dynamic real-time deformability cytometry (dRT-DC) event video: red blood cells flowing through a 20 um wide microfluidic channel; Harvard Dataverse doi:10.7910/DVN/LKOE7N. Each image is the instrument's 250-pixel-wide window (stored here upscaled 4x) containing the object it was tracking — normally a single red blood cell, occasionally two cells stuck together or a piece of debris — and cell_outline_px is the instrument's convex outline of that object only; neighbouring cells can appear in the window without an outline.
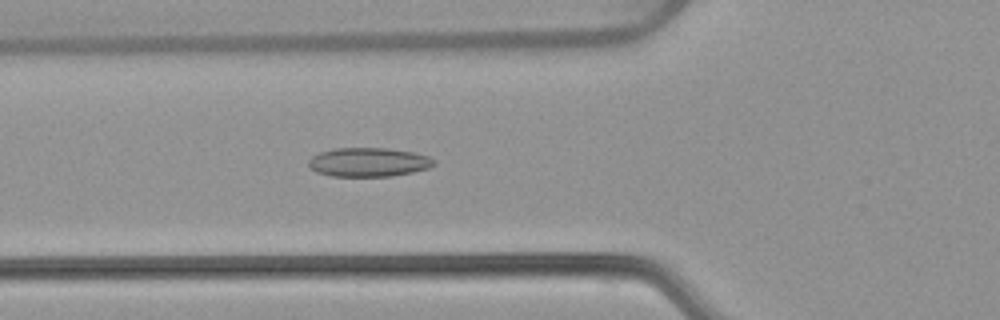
{"species": "common noctule bat (a hibernating species)", "species_latin": "Nyctalus noctula", "temperature_condition": "warm", "stored_images_in_passage": 52, "camera_frame_rate_fps": 3000, "um_per_image_px": 0.085, "animal": {"sex": "female", "body_mass_g": 22.7, "forearm_length_mm": 54.2}, "frame": {"image": 1, "passage_image": 19, "time_ms": 6.0, "image_size_px": [1000, 320], "cell_outline_px": [[436, 164], [428, 168], [412, 172], [392, 176], [332, 176], [316, 172], [308, 168], [308, 160], [312, 156], [320, 152], [332, 148], [388, 148], [412, 152], [428, 156], [436, 160]], "centroid_in_image_um": [31.3, 13.78], "position_along_channel_um": 94.5, "area_um2": 21.33}}
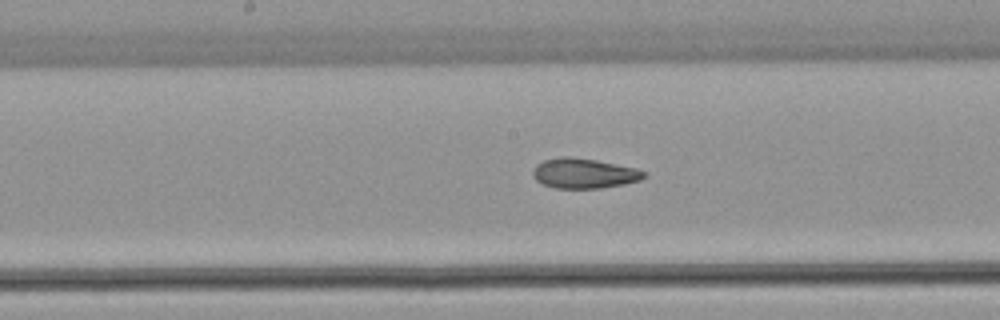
{"frame": {"image": 2, "passage_image": 27, "time_ms": 8.667, "image_size_px": [1000, 320], "cell_outline_px": [[648, 176], [640, 180], [624, 184], [600, 188], [556, 188], [544, 184], [536, 180], [532, 176], [532, 168], [536, 164], [544, 160], [560, 156], [568, 156], [596, 160], [636, 168], [644, 172]], "centroid_in_image_um": [49.62, 14.73], "position_along_channel_um": 198.6, "area_um2": 19.48}}
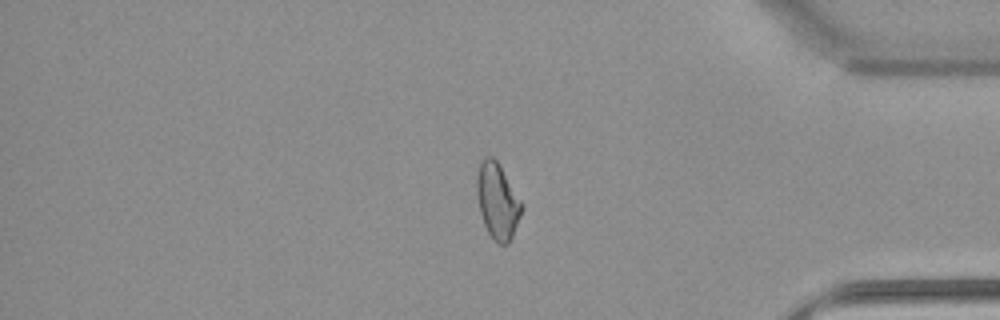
{"frame": {"image": 3, "passage_image": 44, "time_ms": 14.333, "image_size_px": [1000, 320], "cell_outline_px": [[524, 208], [512, 236], [508, 244], [500, 244], [492, 240], [484, 224], [480, 212], [476, 192], [476, 176], [480, 164], [488, 156], [492, 156], [496, 160], [524, 204]], "centroid_in_image_um": [42.29, 17.12], "position_along_channel_um": 392.9, "area_um2": 19.77}, "authors_computed_cell_mechanics": {"area_um2": 21.0681, "velocity_mm_per_s": 3.8831, "shape_relaxation_time_tau1_ms": null, "shape_relaxation_time_tau2_ms": 2.9407, "deformation_change_tau1": null, "deformation_change_tau2": 0.0877}}